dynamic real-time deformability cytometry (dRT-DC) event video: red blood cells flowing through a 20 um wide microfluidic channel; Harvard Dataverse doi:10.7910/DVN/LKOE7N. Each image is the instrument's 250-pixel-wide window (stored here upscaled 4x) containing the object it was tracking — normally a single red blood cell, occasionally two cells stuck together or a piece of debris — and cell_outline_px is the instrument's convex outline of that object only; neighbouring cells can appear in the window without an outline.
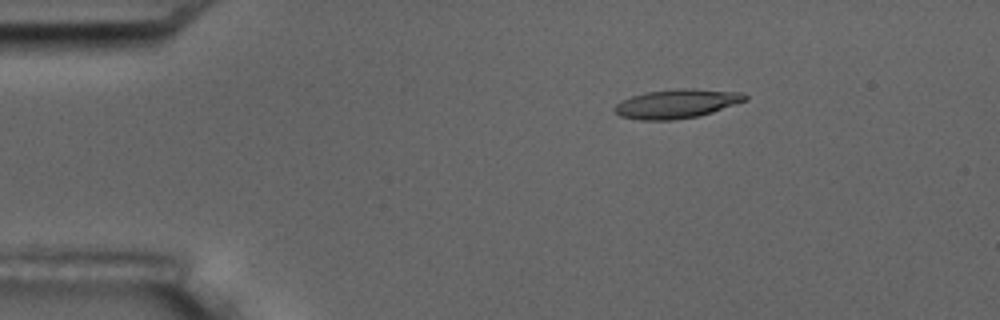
{"species": "common noctule bat (a hibernating species)", "species_latin": "Nyctalus noctula", "temperature_condition": "room temperature", "stored_images_in_passage": 3, "camera_frame_rate_fps": 3000, "um_per_image_px": 0.085, "animal": {"sex": "male", "body_mass_g": 17.5, "forearm_length_mm": 52.3}, "frame": {"image": 1, "passage_image": 1, "time_ms": 0.0, "image_size_px": [1000, 320], "cell_outline_px": [[748, 100], [712, 112], [696, 116], [672, 120], [640, 120], [620, 116], [612, 108], [620, 100], [632, 96], [648, 92], [676, 88], [692, 88], [740, 92], [748, 96]], "centroid_in_image_um": [57.51, 8.81], "position_along_channel_um": 27.5, "area_um2": 22.08}}